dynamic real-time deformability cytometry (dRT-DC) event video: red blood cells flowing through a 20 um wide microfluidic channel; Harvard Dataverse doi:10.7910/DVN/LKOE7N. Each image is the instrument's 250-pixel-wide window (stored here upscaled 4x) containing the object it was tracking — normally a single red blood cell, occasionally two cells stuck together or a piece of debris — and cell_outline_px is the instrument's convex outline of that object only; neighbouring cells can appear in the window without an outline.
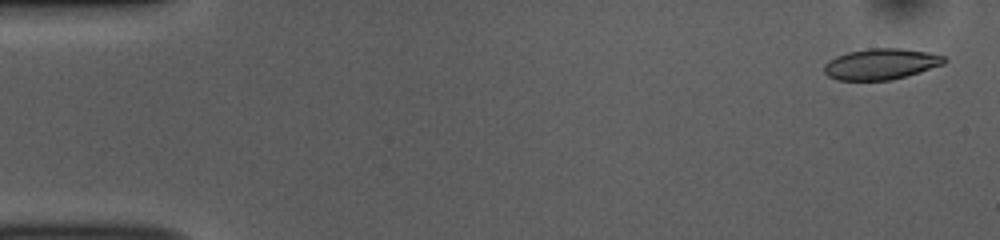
{"species": "common noctule bat (a hibernating species)", "species_latin": "Nyctalus noctula", "temperature_condition": "room temperature", "stored_images_in_passage": 52, "camera_frame_rate_fps": 3000, "um_per_image_px": 0.085, "animal": {"sex": "female", "body_mass_g": 10.0, "forearm_length_mm": 53.1}, "frame": {"image": 1, "passage_image": 2, "time_ms": 0.333, "image_size_px": [1000, 240], "cell_outline_px": [[948, 60], [944, 64], [920, 72], [892, 80], [836, 80], [828, 76], [824, 72], [824, 64], [828, 60], [836, 56], [848, 52], [868, 48], [900, 48], [928, 52], [944, 56]], "centroid_in_image_um": [74.88, 5.44], "position_along_channel_um": 10.1, "area_um2": 21.79}}
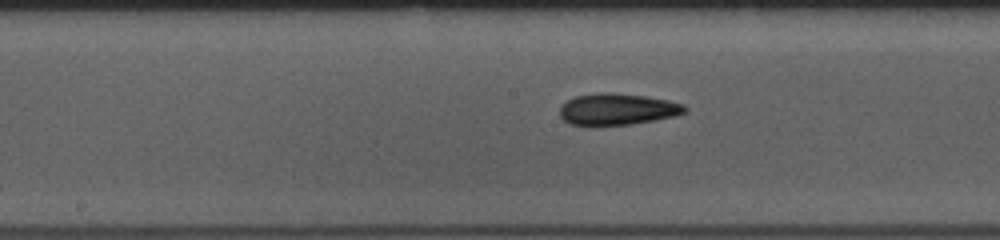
{"frame": {"image": 2, "passage_image": 26, "time_ms": 8.333, "image_size_px": [1000, 240], "cell_outline_px": [[688, 108], [684, 112], [676, 116], [656, 120], [632, 124], [592, 128], [568, 124], [560, 116], [560, 104], [576, 96], [600, 92], [612, 92], [644, 96], [668, 100], [684, 104]], "centroid_in_image_um": [52.43, 9.32], "position_along_channel_um": 195.8, "area_um2": 23.76}}
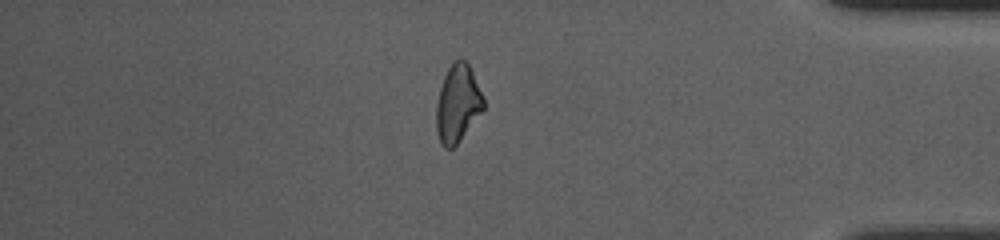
{"frame": {"image": 3, "passage_image": 44, "time_ms": 14.333, "image_size_px": [1000, 240], "cell_outline_px": [[484, 108], [460, 140], [452, 148], [444, 148], [440, 144], [436, 132], [436, 104], [440, 88], [444, 76], [452, 60], [464, 60], [468, 64], [484, 96]], "centroid_in_image_um": [38.88, 8.81], "position_along_channel_um": 396.3, "area_um2": 21.27}, "authors_computed_cell_mechanics": {"area_um2": 21.9351, "velocity_mm_per_s": 3.8596, "shape_relaxation_time_tau1_ms": 6.2944, "shape_relaxation_time_tau2_ms": 3.8957, "deformation_change_tau1": 0.1522, "deformation_change_tau2": 0.1116}}